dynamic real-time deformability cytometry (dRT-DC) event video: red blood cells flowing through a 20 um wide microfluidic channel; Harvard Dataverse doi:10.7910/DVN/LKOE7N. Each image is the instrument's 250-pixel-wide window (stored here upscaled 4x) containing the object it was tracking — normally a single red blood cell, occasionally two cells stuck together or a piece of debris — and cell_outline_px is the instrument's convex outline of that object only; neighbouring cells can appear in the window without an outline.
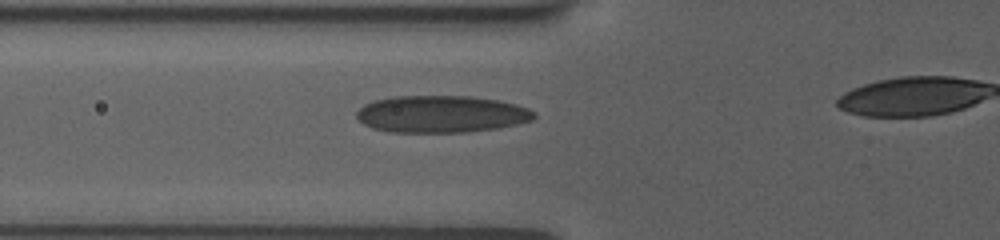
{"species": "human", "species_latin": "Homo sapiens", "temperature_condition": "room temperature", "stored_images_in_passage": 44, "camera_frame_rate_fps": 3000, "um_per_image_px": 0.085, "donor": {"sex": "female"}, "frame": {"image": 1, "passage_image": 16, "time_ms": 5.0, "image_size_px": [1000, 240], "cell_outline_px": [[536, 116], [532, 120], [500, 128], [468, 132], [388, 132], [372, 128], [364, 124], [356, 116], [356, 112], [364, 104], [372, 100], [396, 96], [468, 96], [496, 100], [516, 104], [528, 108], [536, 112]], "centroid_in_image_um": [37.51, 9.7], "position_along_channel_um": 88.3, "area_um2": 38.49}}
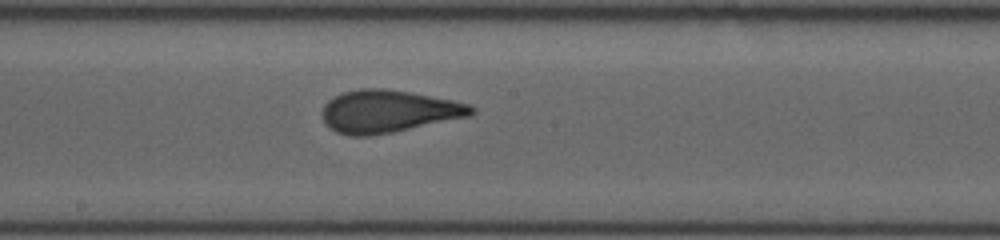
{"frame": {"image": 2, "passage_image": 26, "time_ms": 8.333, "image_size_px": [1000, 240], "cell_outline_px": [[476, 112], [468, 116], [392, 132], [368, 136], [348, 136], [336, 132], [328, 128], [324, 124], [320, 116], [320, 112], [324, 104], [328, 100], [344, 92], [360, 88], [384, 88], [408, 92], [452, 100], [468, 104], [476, 108]], "centroid_in_image_um": [32.93, 9.47], "position_along_channel_um": 215.3, "area_um2": 36.93}}
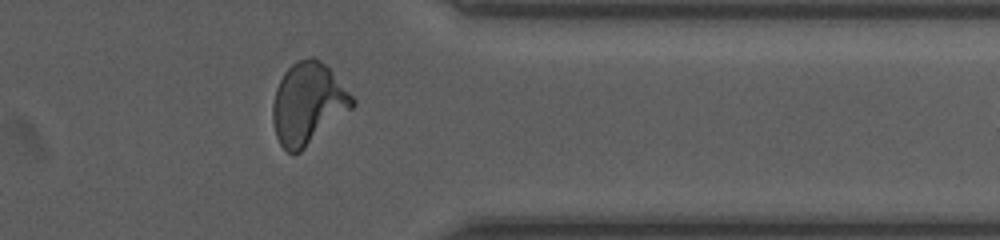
{"frame": {"image": 3, "passage_image": 40, "time_ms": 13.0, "image_size_px": [1000, 240], "cell_outline_px": [[356, 104], [352, 108], [300, 152], [292, 156], [280, 144], [276, 136], [272, 120], [272, 104], [276, 88], [284, 72], [296, 60], [308, 56], [312, 56], [320, 60], [328, 68], [356, 100]], "centroid_in_image_um": [26.15, 8.81], "position_along_channel_um": 385.3, "area_um2": 37.74}}